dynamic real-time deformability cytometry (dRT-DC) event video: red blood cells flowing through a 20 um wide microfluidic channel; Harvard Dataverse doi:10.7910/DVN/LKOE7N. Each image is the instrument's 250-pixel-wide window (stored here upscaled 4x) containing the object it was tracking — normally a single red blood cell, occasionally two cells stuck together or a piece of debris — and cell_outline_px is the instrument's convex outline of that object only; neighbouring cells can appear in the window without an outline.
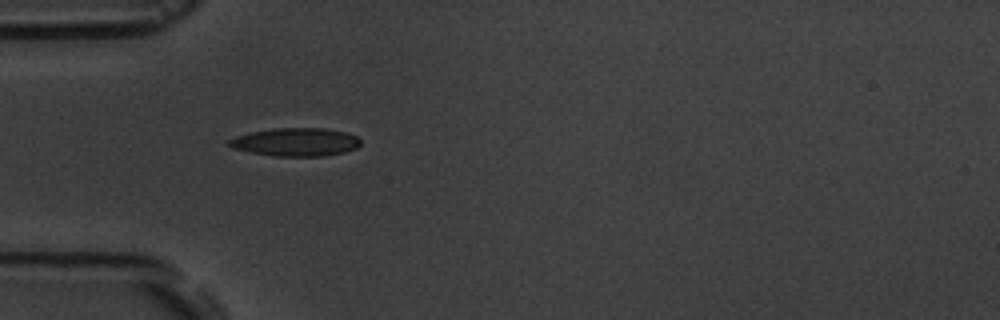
{"species": "common noctule bat (a hibernating species)", "species_latin": "Nyctalus noctula", "temperature_condition": "room temperature", "stored_images_in_passage": 2, "camera_frame_rate_fps": 3000, "um_per_image_px": 0.085, "animal": {"sex": "male", "body_mass_g": 19.5, "forearm_length_mm": 54.6}, "frame": {"image": 1, "passage_image": 1, "time_ms": 0.0, "image_size_px": [1000, 320], "cell_outline_px": [[360, 144], [356, 148], [344, 152], [324, 156], [276, 156], [252, 152], [232, 148], [224, 144], [228, 140], [236, 136], [252, 132], [272, 128], [324, 128], [344, 132], [356, 136], [360, 140]], "centroid_in_image_um": [25.1, 12.07], "position_along_channel_um": 59.9, "area_um2": 21.56}}
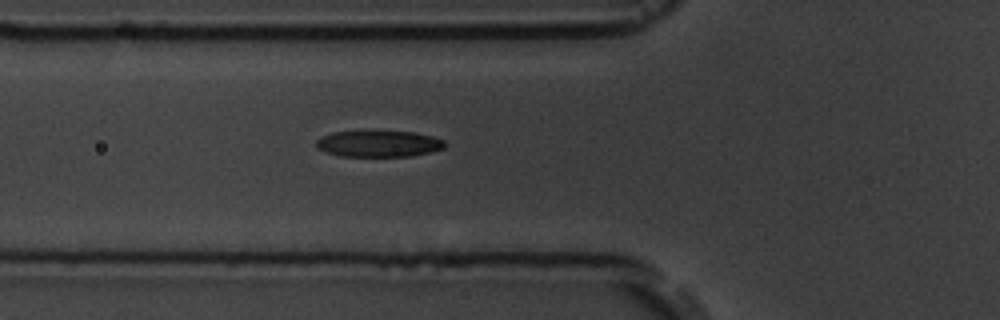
{"frame": {"image": 2, "passage_image": 2, "time_ms": 1.0, "image_size_px": [1000, 320], "cell_outline_px": [[444, 148], [412, 156], [340, 156], [316, 148], [316, 140], [320, 136], [332, 132], [360, 128], [412, 132], [432, 136], [444, 140]], "centroid_in_image_um": [32.1, 12.16], "position_along_channel_um": 93.7, "area_um2": 20.58}}